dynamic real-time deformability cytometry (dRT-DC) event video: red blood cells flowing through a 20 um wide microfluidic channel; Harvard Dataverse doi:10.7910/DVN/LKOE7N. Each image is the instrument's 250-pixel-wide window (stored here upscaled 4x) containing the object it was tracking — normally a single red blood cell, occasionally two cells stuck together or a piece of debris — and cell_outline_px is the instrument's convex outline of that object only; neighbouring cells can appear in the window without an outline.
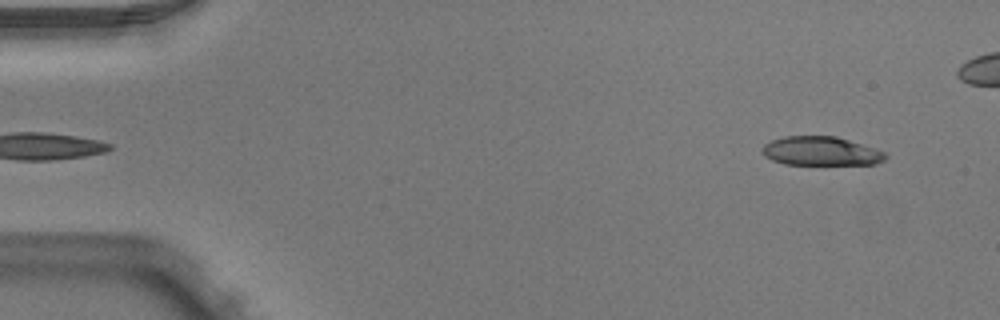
{"species": "Egyptian fruit bat (a non-hibernating species)", "species_latin": "Rousettus aegyptiacus", "temperature_condition": "warm", "stored_images_in_passage": 7, "camera_frame_rate_fps": 3000, "um_per_image_px": 0.085, "animal": {"sex": "male"}, "frame": {"image": 1, "passage_image": 1, "time_ms": 0.0, "image_size_px": [1000, 320], "cell_outline_px": [[888, 156], [884, 160], [876, 164], [784, 164], [772, 160], [764, 156], [760, 148], [764, 144], [772, 140], [784, 136], [836, 136], [884, 152]], "centroid_in_image_um": [69.73, 12.85], "position_along_channel_um": 15.3, "area_um2": 20.63}}